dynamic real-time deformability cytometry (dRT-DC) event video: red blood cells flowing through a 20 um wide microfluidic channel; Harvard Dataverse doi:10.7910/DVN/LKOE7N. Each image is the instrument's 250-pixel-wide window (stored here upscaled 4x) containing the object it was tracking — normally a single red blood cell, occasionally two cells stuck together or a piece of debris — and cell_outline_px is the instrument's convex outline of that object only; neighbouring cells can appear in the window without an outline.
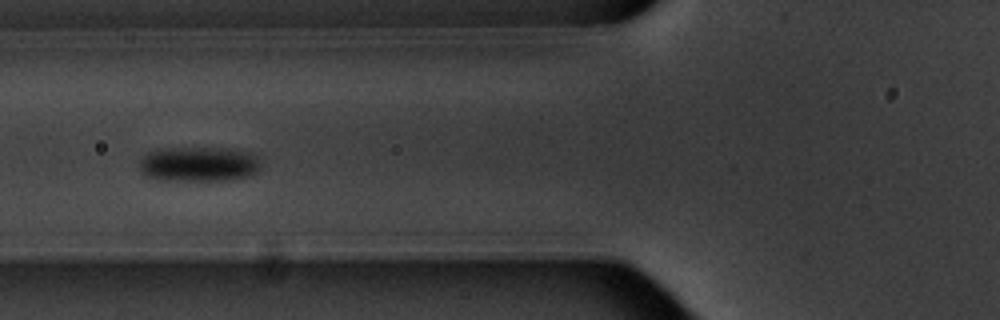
{"species": "common noctule bat (a hibernating species)", "species_latin": "Nyctalus noctula", "temperature_condition": "warm", "stored_images_in_passage": 14, "camera_frame_rate_fps": 3000, "um_per_image_px": 0.085, "animal": {"sex": "male", "body_mass_g": 20.1, "forearm_length_mm": 53.5}, "frame": {"image": 1, "passage_image": 5, "time_ms": 5.667, "image_size_px": [1000, 320], "cell_outline_px": [[260, 172], [252, 176], [232, 180], [160, 180], [144, 176], [140, 168], [140, 160], [148, 152], [164, 148], [236, 148], [252, 152], [260, 156]], "centroid_in_image_um": [17.0, 13.95], "position_along_channel_um": 108.8, "area_um2": 25.37}}
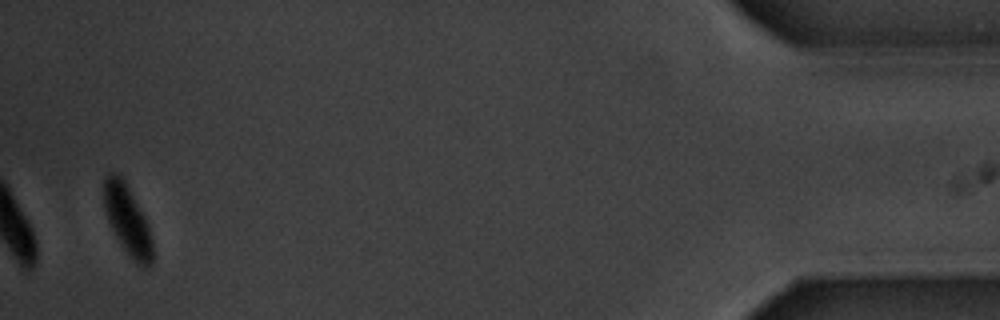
{"frame": {"image": 2, "passage_image": 14, "time_ms": 17.0, "image_size_px": [1000, 320], "cell_outline_px": [[152, 264], [148, 268], [144, 268], [132, 260], [116, 236], [108, 220], [104, 208], [104, 176], [108, 172], [116, 172], [124, 180], [144, 216], [148, 224], [152, 240]], "centroid_in_image_um": [10.83, 18.7], "position_along_channel_um": 424.4, "area_um2": 19.54}, "authors_computed_cell_mechanics": {"area_um2": 23.7269, "velocity_mm_per_s": 3.4643, "shape_relaxation_time_tau1_ms": 1.6163, "shape_relaxation_time_tau2_ms": null, "deformation_change_tau1": 0.082, "deformation_change_tau2": null}}